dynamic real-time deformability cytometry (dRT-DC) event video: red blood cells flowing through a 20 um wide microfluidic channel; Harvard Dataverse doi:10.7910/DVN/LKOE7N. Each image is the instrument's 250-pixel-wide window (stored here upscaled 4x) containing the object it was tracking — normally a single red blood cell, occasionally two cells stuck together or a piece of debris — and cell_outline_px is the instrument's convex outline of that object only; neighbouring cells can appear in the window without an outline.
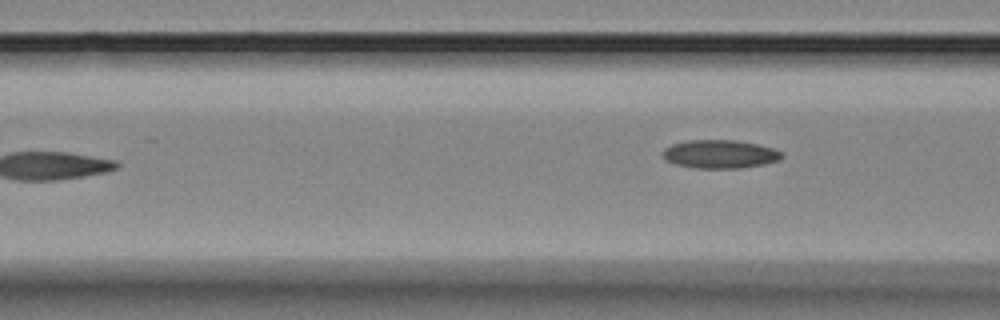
{"species": "Egyptian fruit bat (a non-hibernating species)", "species_latin": "Rousettus aegyptiacus", "temperature_condition": "room temperature", "stored_images_in_passage": 5, "camera_frame_rate_fps": 3000, "um_per_image_px": 0.085, "animal": {"sex": "female"}, "frame": {"image": 1, "passage_image": 5, "time_ms": 5.667, "image_size_px": [1000, 320], "cell_outline_px": [[784, 156], [780, 160], [764, 164], [740, 168], [696, 168], [676, 164], [664, 160], [660, 152], [664, 148], [672, 144], [688, 140], [736, 140], [760, 144], [772, 148], [780, 152]], "centroid_in_image_um": [61.17, 13.09], "position_along_channel_um": 105.4, "area_um2": 19.88}}